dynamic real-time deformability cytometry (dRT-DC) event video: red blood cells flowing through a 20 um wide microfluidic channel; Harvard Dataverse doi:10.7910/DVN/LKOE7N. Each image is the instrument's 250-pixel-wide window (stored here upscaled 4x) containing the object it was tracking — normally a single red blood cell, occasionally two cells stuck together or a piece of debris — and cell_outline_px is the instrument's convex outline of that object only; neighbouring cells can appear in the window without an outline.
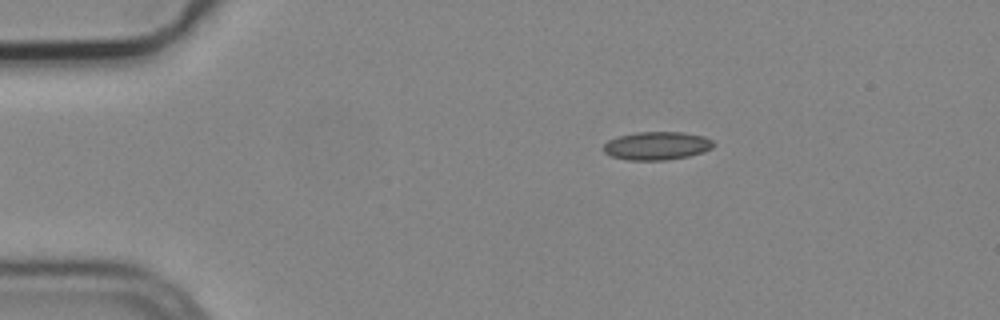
{"species": "common noctule bat (a hibernating species)", "species_latin": "Nyctalus noctula", "temperature_condition": "cold", "stored_images_in_passage": 2, "camera_frame_rate_fps": 3000, "um_per_image_px": 0.085, "animal": {"sex": "male", "body_mass_g": 19.2, "forearm_length_mm": 51.8}, "frame": {"image": 1, "passage_image": 2, "time_ms": 0.333, "image_size_px": [1000, 320], "cell_outline_px": [[716, 144], [712, 148], [704, 152], [688, 156], [664, 160], [628, 160], [612, 156], [604, 152], [604, 144], [608, 140], [616, 136], [636, 132], [684, 132], [704, 136], [712, 140]], "centroid_in_image_um": [55.85, 12.38], "position_along_channel_um": 29.2, "area_um2": 18.21}}